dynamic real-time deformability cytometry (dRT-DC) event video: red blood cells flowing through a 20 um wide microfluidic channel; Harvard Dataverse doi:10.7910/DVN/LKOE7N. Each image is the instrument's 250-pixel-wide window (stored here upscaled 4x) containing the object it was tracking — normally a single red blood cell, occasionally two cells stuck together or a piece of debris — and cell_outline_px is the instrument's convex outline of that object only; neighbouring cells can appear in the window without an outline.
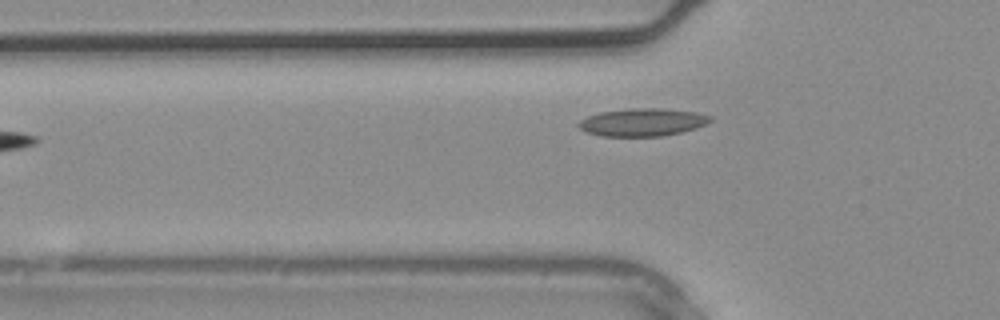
{"species": "common noctule bat (a hibernating species)", "species_latin": "Nyctalus noctula", "temperature_condition": "warm", "stored_images_in_passage": 3, "segment_of_instrument_passage": [1, 2], "camera_frame_rate_fps": 3000, "um_per_image_px": 0.085, "animal": {"sex": "male", "body_mass_g": 20.4}, "frame": {"image": 1, "passage_image": 2, "time_ms": 0.333, "image_size_px": [1000, 320], "cell_outline_px": [[712, 120], [696, 128], [664, 136], [600, 136], [588, 132], [580, 128], [576, 124], [580, 120], [588, 116], [600, 112], [632, 108], [660, 108], [696, 112], [712, 116]], "centroid_in_image_um": [54.61, 10.39], "position_along_channel_um": 71.2, "area_um2": 21.21}}